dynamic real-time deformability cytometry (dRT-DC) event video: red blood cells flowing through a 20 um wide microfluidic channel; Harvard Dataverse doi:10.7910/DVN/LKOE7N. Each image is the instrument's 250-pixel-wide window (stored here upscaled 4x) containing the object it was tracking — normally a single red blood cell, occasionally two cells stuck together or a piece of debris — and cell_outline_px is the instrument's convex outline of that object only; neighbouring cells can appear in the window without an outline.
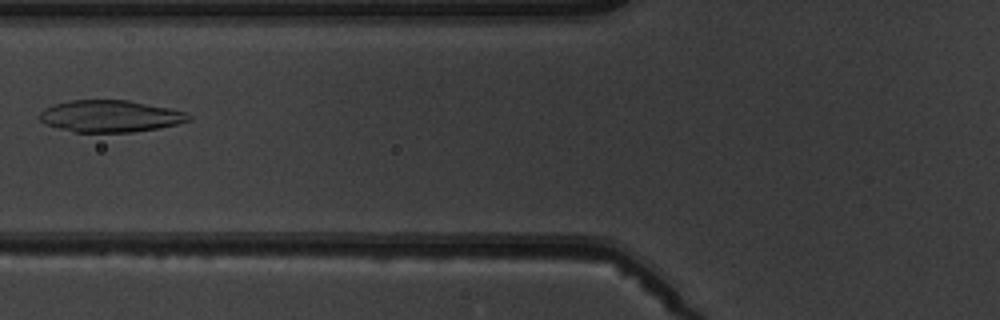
{"species": "common noctule bat (a hibernating species)", "species_latin": "Nyctalus noctula", "temperature_condition": "warm", "stored_images_in_passage": 4, "camera_frame_rate_fps": 3000, "um_per_image_px": 0.085, "animal": {"sex": "male", "body_mass_g": 19.5, "forearm_length_mm": 54.6}, "frame": {"image": 1, "passage_image": 4, "time_ms": 3.333, "image_size_px": [1000, 320], "cell_outline_px": [[192, 120], [160, 128], [132, 132], [72, 132], [44, 124], [40, 120], [40, 112], [44, 108], [52, 104], [72, 100], [128, 100], [168, 108], [184, 112], [192, 116]], "centroid_in_image_um": [9.34, 9.88], "position_along_channel_um": 116.5, "area_um2": 27.74}}